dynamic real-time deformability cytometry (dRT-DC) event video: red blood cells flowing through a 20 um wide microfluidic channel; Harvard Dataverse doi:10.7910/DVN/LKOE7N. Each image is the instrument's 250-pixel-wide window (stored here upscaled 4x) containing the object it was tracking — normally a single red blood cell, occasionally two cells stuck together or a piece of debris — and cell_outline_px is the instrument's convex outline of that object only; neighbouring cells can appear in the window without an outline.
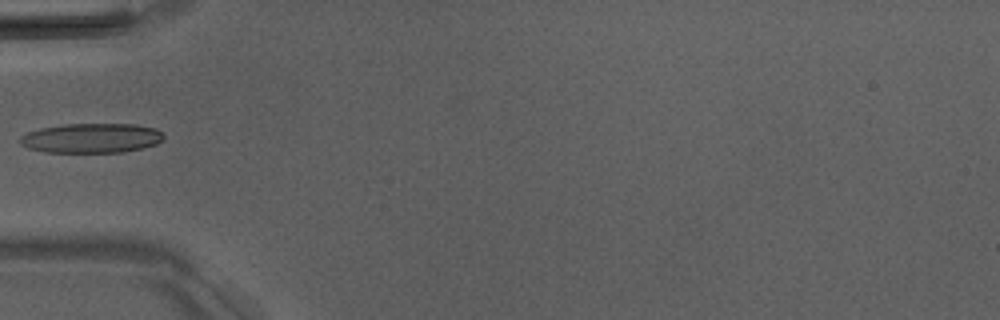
{"species": "Egyptian fruit bat (a non-hibernating species)", "species_latin": "Rousettus aegyptiacus", "temperature_condition": "room temperature", "stored_images_in_passage": 6, "camera_frame_rate_fps": 3000, "um_per_image_px": 0.085, "animal": {"sex": "male"}, "frame": {"image": 1, "passage_image": 4, "time_ms": 3.667, "image_size_px": [1000, 320], "cell_outline_px": [[164, 136], [156, 144], [144, 148], [124, 152], [44, 152], [28, 148], [20, 144], [20, 136], [28, 132], [40, 128], [64, 124], [136, 124], [156, 128]], "centroid_in_image_um": [7.76, 11.74], "position_along_channel_um": 77.2, "area_um2": 24.85}}